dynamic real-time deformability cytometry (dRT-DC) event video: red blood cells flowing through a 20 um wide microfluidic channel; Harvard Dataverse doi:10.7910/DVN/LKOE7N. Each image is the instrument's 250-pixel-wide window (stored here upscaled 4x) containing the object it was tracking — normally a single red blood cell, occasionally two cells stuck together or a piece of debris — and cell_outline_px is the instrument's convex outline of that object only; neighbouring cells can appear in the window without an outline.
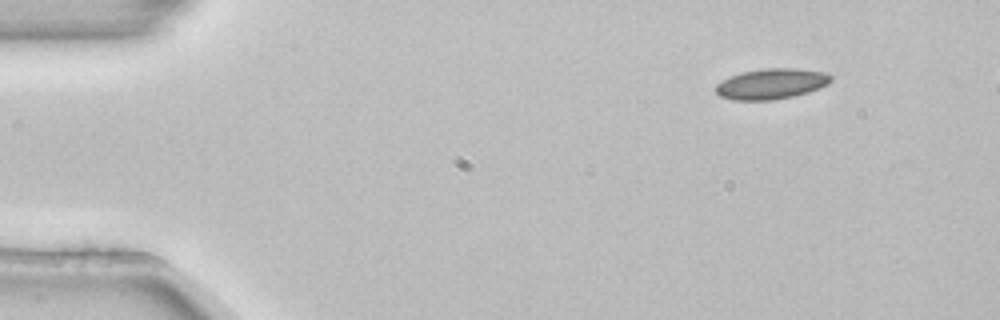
{"species": "common noctule bat (a hibernating species)", "species_latin": "Nyctalus noctula", "temperature_condition": "room temperature", "stored_images_in_passage": 3, "camera_frame_rate_fps": 3000, "um_per_image_px": 0.085, "animal": {"sex": "female", "body_mass_g": 22.7, "forearm_length_mm": 54.2}, "frame": {"image": 1, "passage_image": 1, "time_ms": 0.0, "image_size_px": [1000, 320], "cell_outline_px": [[832, 80], [828, 84], [808, 92], [792, 96], [772, 100], [732, 100], [720, 96], [716, 92], [716, 84], [740, 72], [764, 68], [796, 68], [828, 72], [832, 76]], "centroid_in_image_um": [65.59, 7.11], "position_along_channel_um": 19.4, "area_um2": 20.52}}